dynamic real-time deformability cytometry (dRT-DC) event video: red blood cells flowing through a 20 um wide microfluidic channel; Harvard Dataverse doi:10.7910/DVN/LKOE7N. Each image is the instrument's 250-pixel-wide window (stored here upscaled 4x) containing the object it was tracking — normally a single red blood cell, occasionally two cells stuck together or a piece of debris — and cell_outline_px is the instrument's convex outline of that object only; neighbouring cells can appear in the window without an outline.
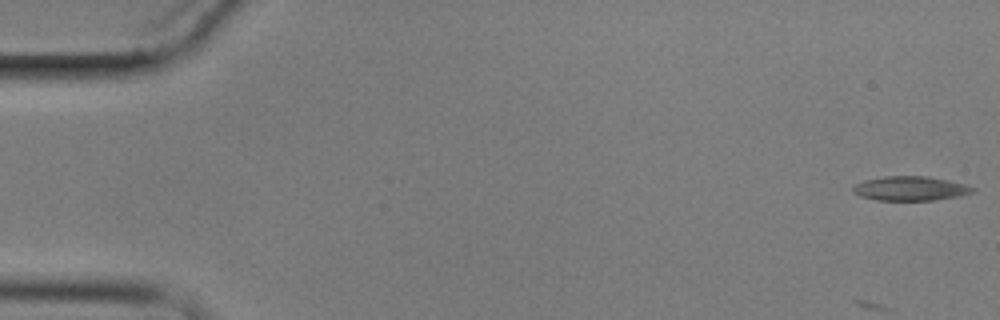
{"species": "common noctule bat (a hibernating species)", "species_latin": "Nyctalus noctula", "temperature_condition": "cold", "stored_images_in_passage": 6, "camera_frame_rate_fps": 3000, "um_per_image_px": 0.085, "animal": {"sex": "male", "body_mass_g": 17.9}, "frame": {"image": 1, "passage_image": 1, "time_ms": 0.0, "image_size_px": [1000, 320], "cell_outline_px": [[976, 192], [960, 196], [936, 200], [876, 200], [860, 196], [852, 192], [852, 188], [856, 184], [864, 180], [884, 176], [928, 176], [948, 180], [964, 184], [976, 188]], "centroid_in_image_um": [77.4, 16.02], "position_along_channel_um": 7.6, "area_um2": 17.11}}
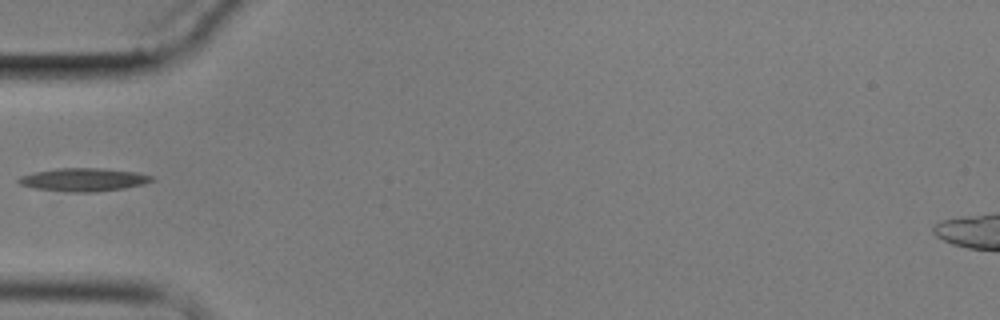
{"frame": {"image": 2, "passage_image": 6, "time_ms": 6.0, "image_size_px": [1000, 320], "cell_outline_px": [[156, 180], [144, 184], [124, 188], [96, 192], [64, 192], [36, 188], [20, 184], [16, 180], [20, 176], [36, 172], [56, 168], [100, 168], [136, 172], [152, 176]], "centroid_in_image_um": [7.12, 15.27], "position_along_channel_um": 77.9, "area_um2": 17.98}}